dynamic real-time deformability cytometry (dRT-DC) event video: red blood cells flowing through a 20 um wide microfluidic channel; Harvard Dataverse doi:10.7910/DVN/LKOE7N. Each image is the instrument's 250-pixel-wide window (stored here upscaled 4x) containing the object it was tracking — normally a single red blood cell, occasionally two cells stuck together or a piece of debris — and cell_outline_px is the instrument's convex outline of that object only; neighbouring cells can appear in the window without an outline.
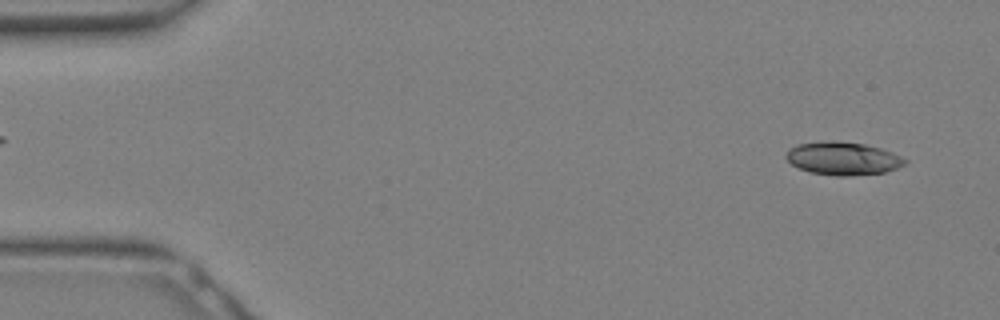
{"species": "Egyptian fruit bat (a non-hibernating species)", "species_latin": "Rousettus aegyptiacus", "temperature_condition": "warm", "stored_images_in_passage": 14, "camera_frame_rate_fps": 3000, "um_per_image_px": 0.085, "animal": {"sex": "female"}, "frame": {"image": 1, "passage_image": 1, "time_ms": 0.0, "image_size_px": [1000, 320], "cell_outline_px": [[908, 160], [904, 164], [896, 168], [884, 172], [852, 176], [836, 176], [808, 172], [792, 164], [784, 156], [796, 144], [832, 140], [864, 144], [880, 148], [892, 152]], "centroid_in_image_um": [71.64, 13.47], "position_along_channel_um": 13.4, "area_um2": 22.77}}
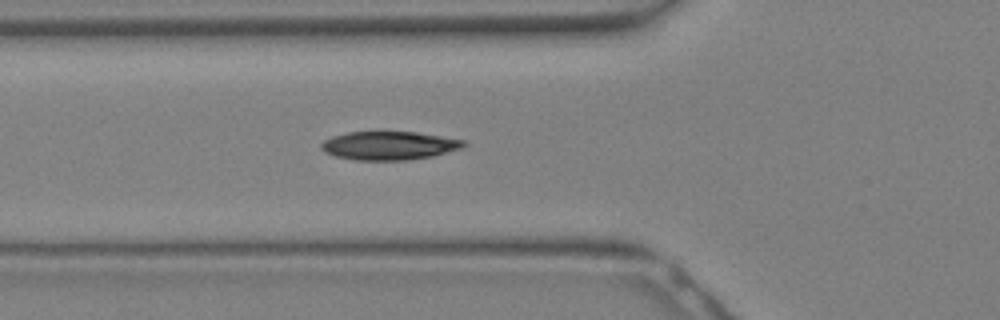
{"frame": {"image": 2, "passage_image": 10, "time_ms": 3.0, "image_size_px": [1000, 320], "cell_outline_px": [[468, 144], [464, 148], [432, 156], [408, 160], [356, 160], [336, 156], [324, 152], [320, 148], [320, 144], [324, 140], [332, 136], [348, 132], [416, 132], [468, 140]], "centroid_in_image_um": [33.12, 12.37], "position_along_channel_um": 92.7, "area_um2": 23.87}}
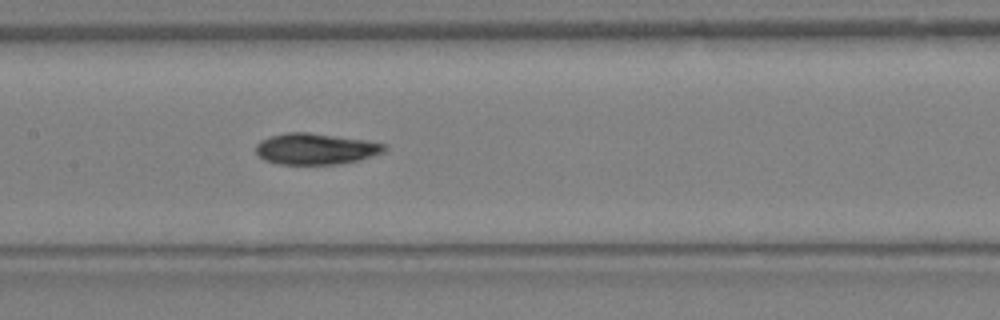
{"frame": {"image": 3, "passage_image": 14, "time_ms": 4.333, "image_size_px": [1000, 320], "cell_outline_px": [[388, 148], [384, 152], [360, 160], [336, 164], [280, 164], [264, 160], [256, 152], [256, 144], [260, 140], [272, 136], [288, 132], [308, 132], [368, 140], [388, 144]], "centroid_in_image_um": [26.88, 12.65], "position_along_channel_um": 180.5, "area_um2": 23.47}}